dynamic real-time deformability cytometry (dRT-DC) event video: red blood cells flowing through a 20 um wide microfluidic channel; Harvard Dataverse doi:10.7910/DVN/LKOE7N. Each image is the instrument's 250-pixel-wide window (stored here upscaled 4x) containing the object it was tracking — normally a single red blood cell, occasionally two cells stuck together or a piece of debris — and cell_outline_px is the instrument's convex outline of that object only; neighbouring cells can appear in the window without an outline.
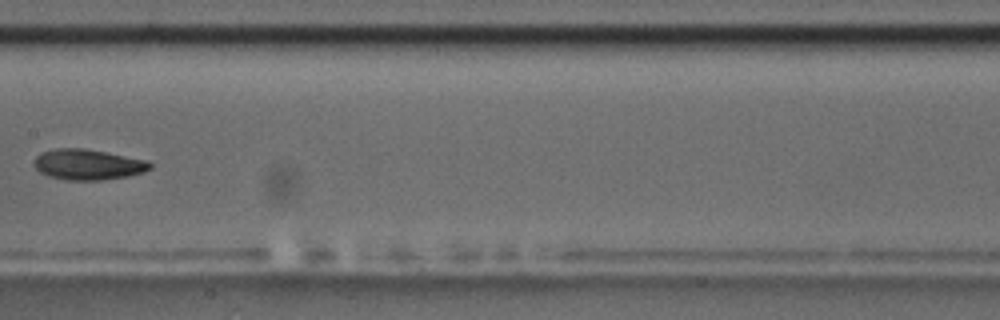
{"species": "common noctule bat (a hibernating species)", "species_latin": "Nyctalus noctula", "temperature_condition": "room temperature", "stored_images_in_passage": 8, "camera_frame_rate_fps": 3000, "um_per_image_px": 0.085, "animal": {"sex": "male", "body_mass_g": 17.5, "forearm_length_mm": 52.3}, "frame": {"image": 1, "passage_image": 8, "time_ms": 8.333, "image_size_px": [1000, 320], "cell_outline_px": [[152, 168], [144, 172], [128, 176], [100, 180], [64, 180], [48, 176], [40, 172], [32, 164], [36, 156], [40, 152], [56, 148], [84, 148], [148, 160], [152, 164]], "centroid_in_image_um": [7.46, 13.98], "position_along_channel_um": 199.9, "area_um2": 20.87}}